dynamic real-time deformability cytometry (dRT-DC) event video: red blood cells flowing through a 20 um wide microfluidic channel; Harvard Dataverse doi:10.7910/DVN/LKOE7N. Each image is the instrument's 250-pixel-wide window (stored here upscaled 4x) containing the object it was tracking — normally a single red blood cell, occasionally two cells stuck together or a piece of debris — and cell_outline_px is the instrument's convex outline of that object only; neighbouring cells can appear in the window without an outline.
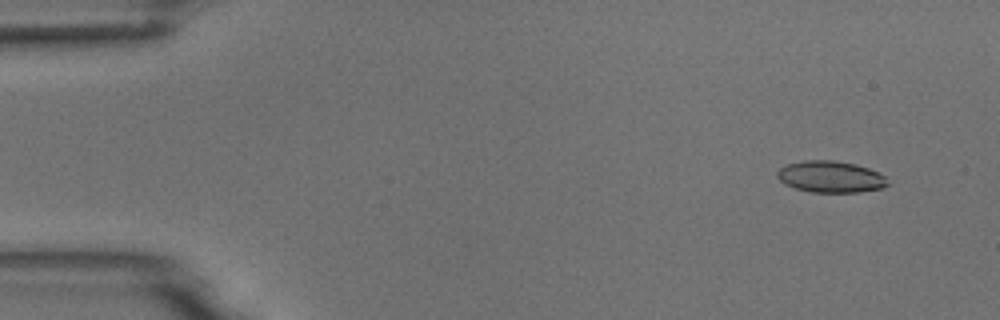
{"species": "common noctule bat (a hibernating species)", "species_latin": "Nyctalus noctula", "temperature_condition": "room temperature", "stored_images_in_passage": 6, "camera_frame_rate_fps": 3000, "um_per_image_px": 0.085, "animal": {"sex": "male", "body_mass_g": 18.8}, "frame": {"image": 1, "passage_image": 2, "time_ms": 1.0, "image_size_px": [1000, 320], "cell_outline_px": [[888, 184], [884, 188], [860, 192], [812, 192], [796, 188], [784, 184], [776, 176], [776, 172], [780, 168], [788, 164], [804, 160], [832, 160], [856, 164], [868, 168], [884, 176]], "centroid_in_image_um": [70.58, 15.03], "position_along_channel_um": 14.4, "area_um2": 20.23}}
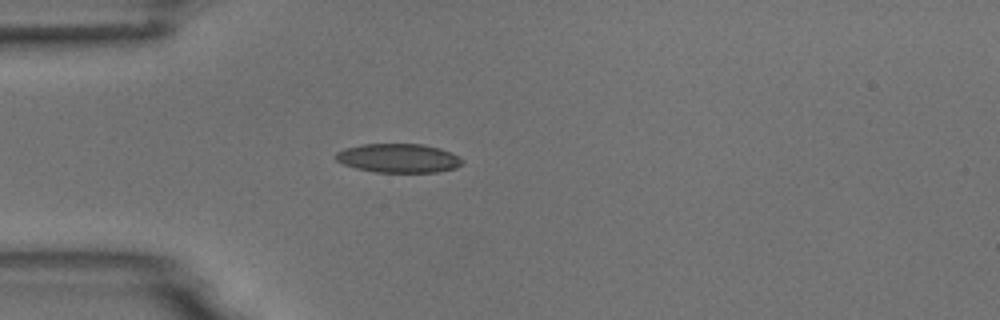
{"frame": {"image": 2, "passage_image": 5, "time_ms": 4.667, "image_size_px": [1000, 320], "cell_outline_px": [[464, 164], [456, 168], [436, 172], [376, 172], [356, 168], [344, 164], [336, 160], [336, 152], [344, 148], [360, 144], [424, 144], [440, 148], [460, 156], [464, 160]], "centroid_in_image_um": [33.91, 13.44], "position_along_channel_um": 51.1, "area_um2": 21.5}}